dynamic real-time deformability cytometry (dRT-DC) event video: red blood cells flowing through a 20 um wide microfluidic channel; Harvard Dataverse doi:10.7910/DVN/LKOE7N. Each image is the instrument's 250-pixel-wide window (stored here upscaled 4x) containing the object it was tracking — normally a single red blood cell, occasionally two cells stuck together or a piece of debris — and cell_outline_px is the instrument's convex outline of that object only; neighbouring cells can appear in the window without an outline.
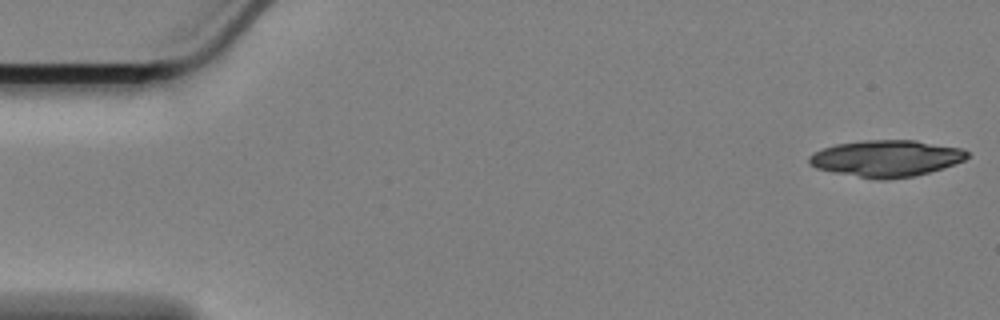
{"species": "Egyptian fruit bat (a non-hibernating species)", "species_latin": "Rousettus aegyptiacus", "temperature_condition": "cold", "stored_images_in_passage": 16, "camera_frame_rate_fps": 3000, "um_per_image_px": 0.085, "animal": {"sex": "female"}, "frame": {"image": 1, "passage_image": 1, "time_ms": 0.0, "image_size_px": [1000, 320], "cell_outline_px": [[968, 156], [964, 160], [928, 172], [912, 176], [884, 180], [876, 180], [816, 168], [808, 160], [808, 156], [812, 152], [836, 144], [864, 140], [916, 140], [960, 148], [968, 152]], "centroid_in_image_um": [75.3, 13.45], "position_along_channel_um": 9.7, "area_um2": 33.29}}